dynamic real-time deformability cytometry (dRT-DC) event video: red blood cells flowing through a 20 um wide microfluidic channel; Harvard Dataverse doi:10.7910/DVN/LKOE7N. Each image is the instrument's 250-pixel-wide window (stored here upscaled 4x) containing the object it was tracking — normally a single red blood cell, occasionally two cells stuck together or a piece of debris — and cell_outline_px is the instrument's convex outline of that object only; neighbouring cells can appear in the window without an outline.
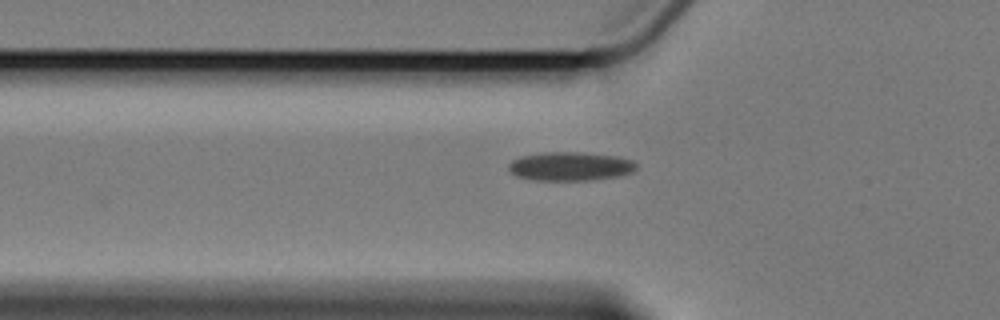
{"species": "Egyptian fruit bat (a non-hibernating species)", "species_latin": "Rousettus aegyptiacus", "temperature_condition": "cold", "stored_images_in_passage": 3, "camera_frame_rate_fps": 3000, "um_per_image_px": 0.085, "animal": {"sex": "female"}, "frame": {"image": 1, "passage_image": 3, "time_ms": 2.333, "image_size_px": [1000, 320], "cell_outline_px": [[636, 168], [632, 172], [620, 176], [588, 180], [532, 180], [516, 176], [508, 172], [508, 164], [512, 160], [520, 156], [540, 152], [584, 152], [616, 156], [632, 160], [636, 164]], "centroid_in_image_um": [48.42, 14.13], "position_along_channel_um": 77.4, "area_um2": 21.68}}